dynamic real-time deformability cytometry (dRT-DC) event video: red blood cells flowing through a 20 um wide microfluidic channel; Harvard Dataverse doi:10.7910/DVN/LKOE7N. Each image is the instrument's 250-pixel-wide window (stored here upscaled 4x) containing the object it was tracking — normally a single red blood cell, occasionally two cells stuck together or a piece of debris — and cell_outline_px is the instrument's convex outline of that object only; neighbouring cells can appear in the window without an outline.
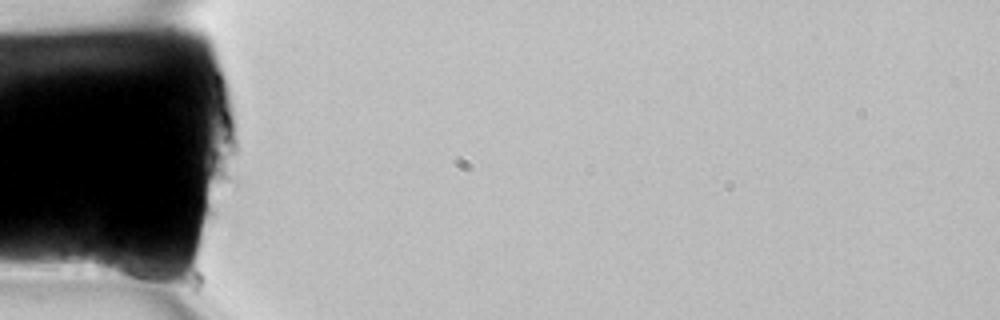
{"species": "common noctule bat (a hibernating species)", "species_latin": "Nyctalus noctula", "temperature_condition": "room temperature", "stored_images_in_passage": 2, "camera_frame_rate_fps": 3000, "um_per_image_px": 0.085, "animal": {"sex": "female", "body_mass_g": 22.7, "forearm_length_mm": 54.2}, "frame": {"image": 1, "passage_image": 1, "time_ms": 0.0, "image_size_px": [1000, 320], "cell_outline_px": [[164, 276], [160, 288], [100, 272], [96, 268], [96, 252], [100, 248], [140, 256]], "centroid_in_image_um": [10.87, 22.73], "position_along_channel_um": 74.1, "area_um2": 11.16}}